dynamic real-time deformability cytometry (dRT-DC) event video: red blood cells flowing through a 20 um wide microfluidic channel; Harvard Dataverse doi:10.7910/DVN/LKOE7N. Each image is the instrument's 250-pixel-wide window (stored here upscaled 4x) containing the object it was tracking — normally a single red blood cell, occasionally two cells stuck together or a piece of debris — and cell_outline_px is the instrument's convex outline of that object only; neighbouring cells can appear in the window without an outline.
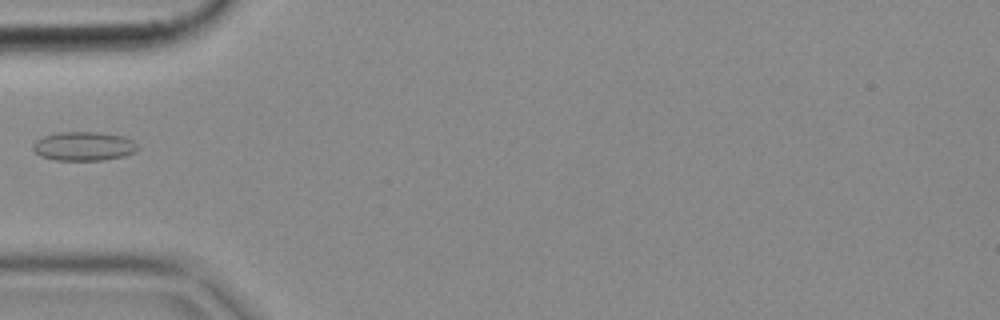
{"species": "common noctule bat (a hibernating species)", "species_latin": "Nyctalus noctula", "temperature_condition": "cold", "stored_images_in_passage": 2, "camera_frame_rate_fps": 3000, "um_per_image_px": 0.085, "animal": {"sex": "female", "body_mass_g": 18.4}, "frame": {"image": 1, "passage_image": 1, "time_ms": 0.0, "image_size_px": [1000, 320], "cell_outline_px": [[140, 148], [136, 152], [124, 156], [104, 160], [56, 160], [40, 156], [32, 148], [32, 144], [36, 140], [44, 136], [60, 132], [100, 132], [124, 136], [132, 140]], "centroid_in_image_um": [7.14, 12.43], "position_along_channel_um": 77.9, "area_um2": 17.8}}
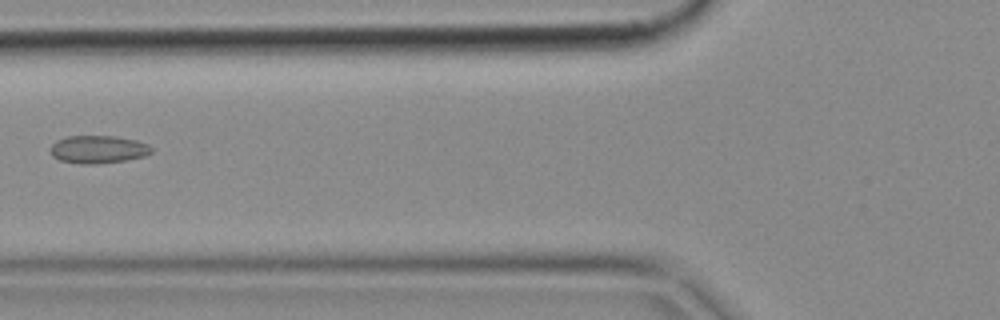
{"frame": {"image": 2, "passage_image": 2, "time_ms": 0.333, "image_size_px": [1000, 320], "cell_outline_px": [[152, 152], [144, 156], [124, 160], [96, 164], [80, 164], [60, 160], [52, 156], [52, 144], [56, 140], [68, 136], [116, 136], [136, 140], [148, 144], [152, 148]], "centroid_in_image_um": [8.35, 12.69], "position_along_channel_um": 117.5, "area_um2": 16.3}}